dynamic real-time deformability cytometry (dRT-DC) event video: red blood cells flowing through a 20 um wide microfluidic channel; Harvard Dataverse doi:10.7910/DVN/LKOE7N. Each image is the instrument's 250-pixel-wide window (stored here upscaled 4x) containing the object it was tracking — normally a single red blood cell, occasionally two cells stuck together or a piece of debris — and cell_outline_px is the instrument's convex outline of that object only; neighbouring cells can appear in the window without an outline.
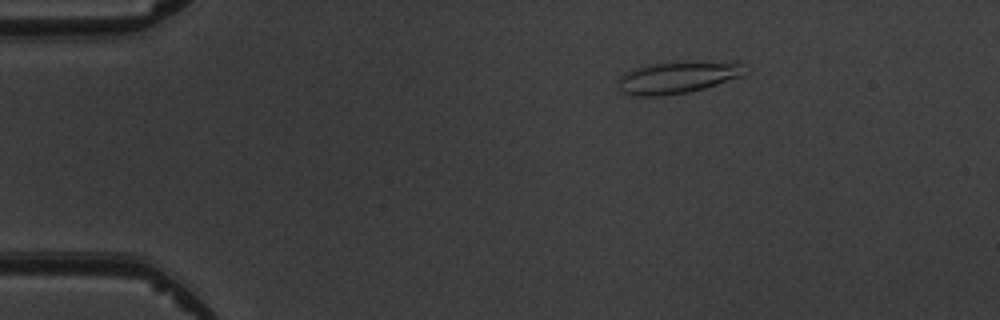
{"species": "common noctule bat (a hibernating species)", "species_latin": "Nyctalus noctula", "temperature_condition": "warm", "stored_images_in_passage": 5, "segment_of_instrument_passage": [1, 2], "camera_frame_rate_fps": 3000, "um_per_image_px": 0.085, "animal": {"sex": "male", "body_mass_g": 19.5, "forearm_length_mm": 54.6}, "frame": {"image": 1, "passage_image": 2, "time_ms": 2.0, "image_size_px": [1000, 320], "cell_outline_px": [[740, 76], [704, 88], [688, 92], [660, 96], [632, 96], [624, 92], [620, 88], [620, 76], [624, 72], [632, 68], [648, 64], [688, 60], [740, 64]], "centroid_in_image_um": [57.45, 6.57], "position_along_channel_um": 27.6, "area_um2": 23.18}}